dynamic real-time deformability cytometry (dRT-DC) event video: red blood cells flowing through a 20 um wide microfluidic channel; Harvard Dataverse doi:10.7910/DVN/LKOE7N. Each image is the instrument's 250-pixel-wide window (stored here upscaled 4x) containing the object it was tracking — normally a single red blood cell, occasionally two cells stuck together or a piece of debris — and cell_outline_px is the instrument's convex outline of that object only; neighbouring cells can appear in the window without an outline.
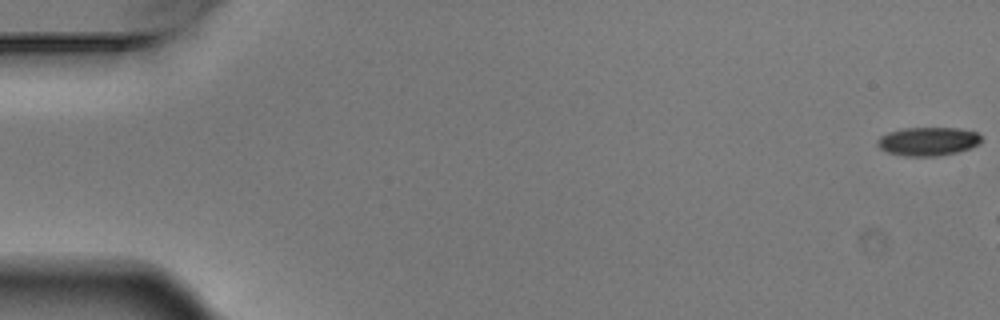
{"species": "Egyptian fruit bat (a non-hibernating species)", "species_latin": "Rousettus aegyptiacus", "temperature_condition": "warm", "stored_images_in_passage": 3, "camera_frame_rate_fps": 3000, "um_per_image_px": 0.085, "animal": {"sex": "male"}, "frame": {"image": 1, "passage_image": 1, "time_ms": 0.0, "image_size_px": [1000, 320], "cell_outline_px": [[984, 140], [980, 144], [956, 152], [940, 156], [904, 156], [888, 152], [880, 148], [876, 144], [876, 140], [880, 136], [888, 132], [904, 128], [956, 128], [976, 132]], "centroid_in_image_um": [78.87, 12.02], "position_along_channel_um": 6.1, "area_um2": 17.34}}